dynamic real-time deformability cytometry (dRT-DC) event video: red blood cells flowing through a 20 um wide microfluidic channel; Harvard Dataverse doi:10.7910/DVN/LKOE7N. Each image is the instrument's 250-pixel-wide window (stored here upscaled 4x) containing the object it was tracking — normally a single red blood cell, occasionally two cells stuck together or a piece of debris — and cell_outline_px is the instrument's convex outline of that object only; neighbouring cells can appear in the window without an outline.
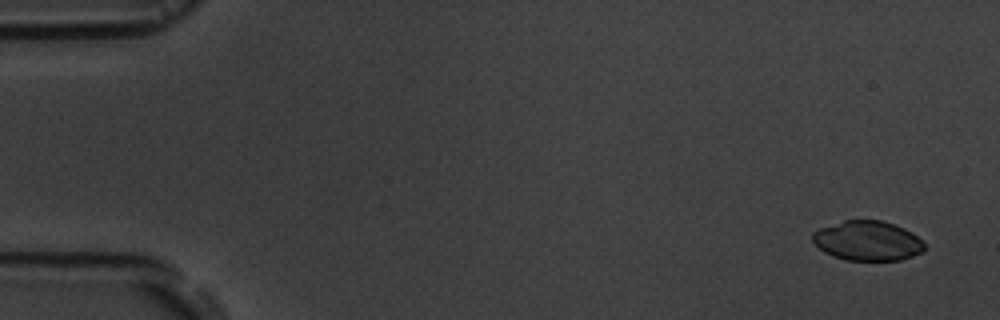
{"species": "common noctule bat (a hibernating species)", "species_latin": "Nyctalus noctula", "temperature_condition": "room temperature", "stored_images_in_passage": 5, "camera_frame_rate_fps": 3000, "um_per_image_px": 0.085, "animal": {"sex": "male", "body_mass_g": 19.5, "forearm_length_mm": 54.6}, "frame": {"image": 1, "passage_image": 1, "time_ms": 0.0, "image_size_px": [1000, 320], "cell_outline_px": [[924, 252], [900, 260], [848, 260], [832, 256], [824, 252], [812, 240], [812, 232], [820, 228], [844, 220], [880, 220], [904, 228], [912, 232], [924, 244]], "centroid_in_image_um": [73.73, 20.47], "position_along_channel_um": 11.3, "area_um2": 25.78}}
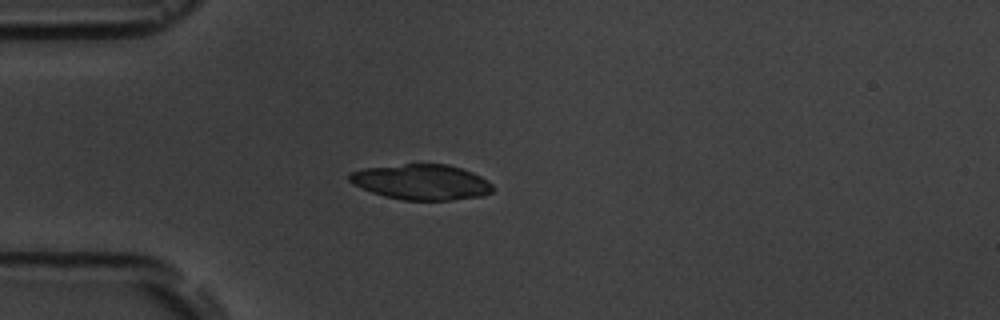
{"frame": {"image": 2, "passage_image": 4, "time_ms": 4.333, "image_size_px": [1000, 320], "cell_outline_px": [[492, 192], [484, 196], [452, 200], [404, 200], [384, 196], [372, 192], [352, 184], [348, 180], [348, 172], [364, 168], [404, 164], [448, 164], [472, 172], [488, 180], [492, 184]], "centroid_in_image_um": [35.81, 15.47], "position_along_channel_um": 49.2, "area_um2": 29.71}}